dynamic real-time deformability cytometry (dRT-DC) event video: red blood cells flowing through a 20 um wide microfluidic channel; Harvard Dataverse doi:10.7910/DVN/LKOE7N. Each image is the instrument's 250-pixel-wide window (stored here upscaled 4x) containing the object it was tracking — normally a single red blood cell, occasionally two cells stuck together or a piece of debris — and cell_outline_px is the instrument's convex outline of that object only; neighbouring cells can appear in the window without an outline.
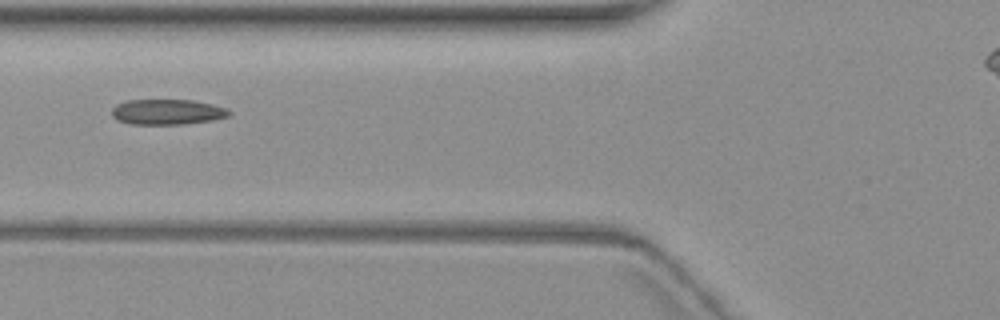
{"species": "common noctule bat (a hibernating species)", "species_latin": "Nyctalus noctula", "temperature_condition": "warm", "stored_images_in_passage": 3, "camera_frame_rate_fps": 3000, "um_per_image_px": 0.085, "animal": {"sex": "female", "body_mass_g": 19.3, "forearm_length_mm": 54.1}, "frame": {"image": 1, "passage_image": 2, "time_ms": 1.0, "image_size_px": [1000, 320], "cell_outline_px": [[232, 112], [228, 116], [212, 120], [184, 124], [128, 124], [116, 120], [112, 116], [112, 108], [116, 104], [128, 100], [192, 100], [212, 104], [228, 108]], "centroid_in_image_um": [14.2, 9.51], "position_along_channel_um": 111.6, "area_um2": 17.46}}
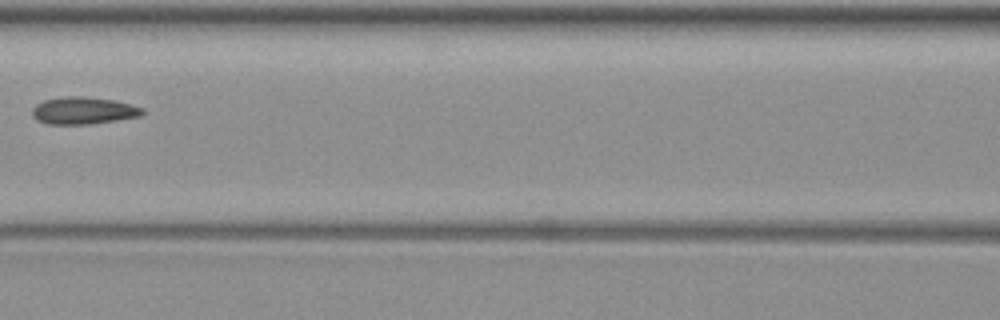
{"frame": {"image": 2, "passage_image": 3, "time_ms": 2.333, "image_size_px": [1000, 320], "cell_outline_px": [[144, 112], [140, 116], [116, 120], [88, 124], [44, 124], [36, 120], [32, 116], [32, 108], [36, 104], [44, 100], [64, 96], [84, 96], [112, 100], [144, 108]], "centroid_in_image_um": [7.03, 9.4], "position_along_channel_um": 159.6, "area_um2": 17.46}}